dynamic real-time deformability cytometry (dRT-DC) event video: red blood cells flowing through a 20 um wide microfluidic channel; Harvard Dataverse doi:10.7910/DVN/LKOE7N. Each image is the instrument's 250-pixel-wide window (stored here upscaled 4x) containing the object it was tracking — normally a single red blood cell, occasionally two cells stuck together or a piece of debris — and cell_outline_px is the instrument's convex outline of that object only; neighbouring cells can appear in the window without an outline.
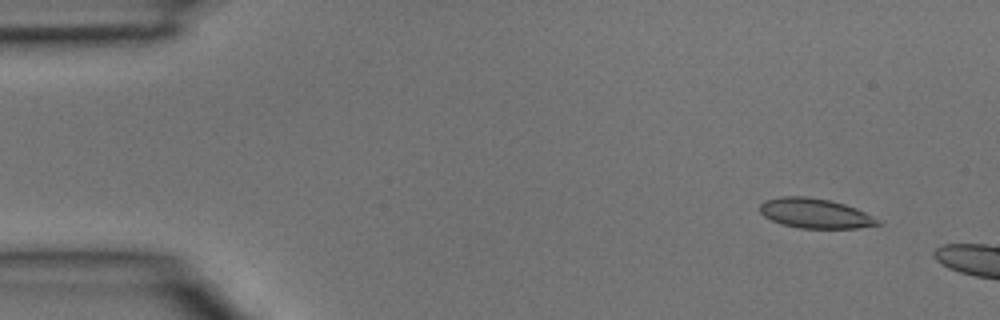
{"species": "common noctule bat (a hibernating species)", "species_latin": "Nyctalus noctula", "temperature_condition": "room temperature", "stored_images_in_passage": 3, "camera_frame_rate_fps": 3000, "um_per_image_px": 0.085, "animal": {"sex": "male", "body_mass_g": 15.6}, "frame": {"image": 1, "passage_image": 1, "time_ms": 0.0, "image_size_px": [1000, 320], "cell_outline_px": [[880, 224], [856, 228], [800, 228], [784, 224], [772, 220], [764, 216], [760, 212], [760, 204], [764, 200], [780, 196], [808, 196], [828, 200], [844, 204], [856, 208], [880, 220]], "centroid_in_image_um": [69.26, 18.12], "position_along_channel_um": 15.7, "area_um2": 20.29}}